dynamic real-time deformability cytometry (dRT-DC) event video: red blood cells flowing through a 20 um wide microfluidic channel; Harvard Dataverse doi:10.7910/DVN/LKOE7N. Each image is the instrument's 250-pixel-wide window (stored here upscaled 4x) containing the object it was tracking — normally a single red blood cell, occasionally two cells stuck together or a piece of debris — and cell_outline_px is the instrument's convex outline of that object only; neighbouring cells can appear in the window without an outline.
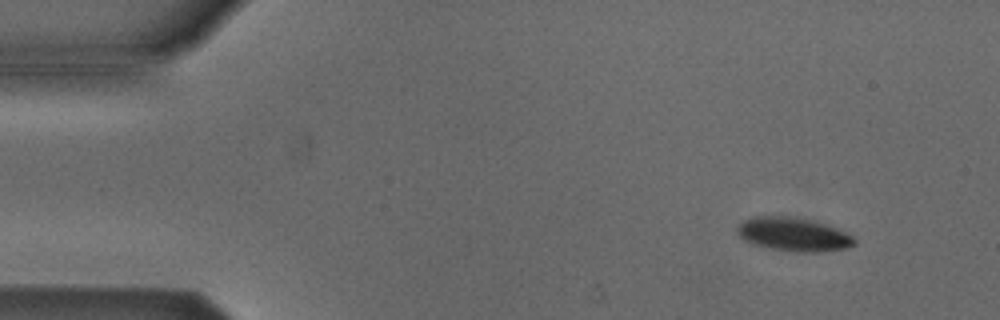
{"species": "Egyptian fruit bat (a non-hibernating species)", "species_latin": "Rousettus aegyptiacus", "temperature_condition": "cold", "stored_images_in_passage": 5, "camera_frame_rate_fps": 3000, "um_per_image_px": 0.085, "animal": {"sex": "male"}, "frame": {"image": 1, "passage_image": 1, "time_ms": 0.0, "image_size_px": [1000, 320], "cell_outline_px": [[856, 244], [848, 248], [820, 252], [796, 252], [768, 248], [752, 244], [744, 240], [736, 232], [736, 228], [744, 220], [752, 216], [796, 216], [812, 220], [836, 228], [852, 236], [856, 240]], "centroid_in_image_um": [67.43, 19.92], "position_along_channel_um": 17.6, "area_um2": 23.18}}
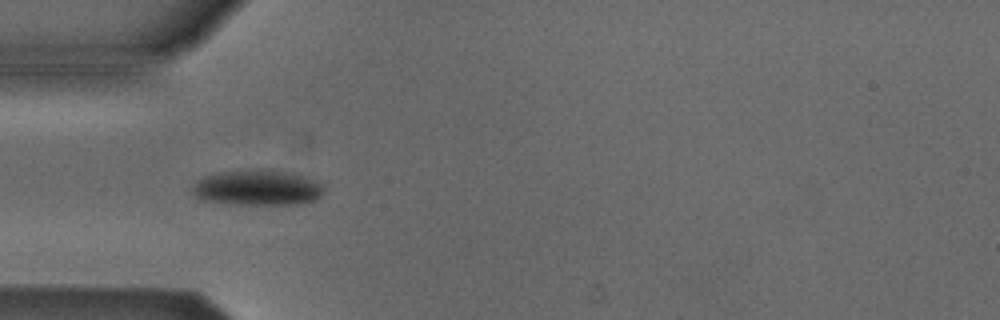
{"frame": {"image": 2, "passage_image": 4, "time_ms": 3.667, "image_size_px": [1000, 320], "cell_outline_px": [[324, 192], [316, 200], [296, 204], [236, 204], [200, 200], [192, 192], [192, 188], [196, 180], [204, 176], [220, 172], [260, 168], [272, 168], [308, 176], [320, 184]], "centroid_in_image_um": [21.88, 15.93], "position_along_channel_um": 63.1, "area_um2": 27.63}}
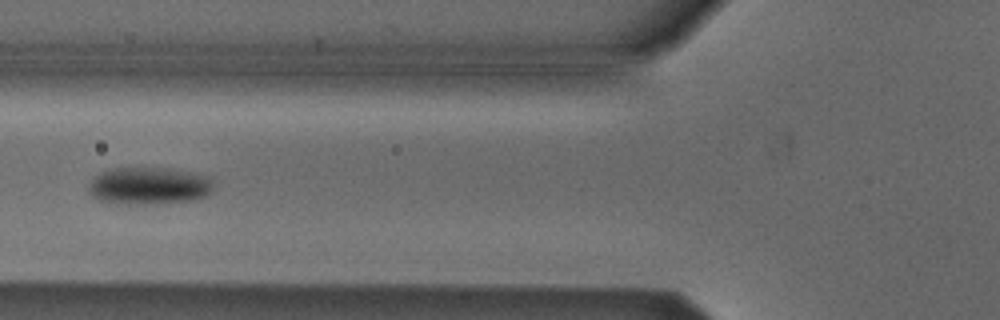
{"frame": {"image": 3, "passage_image": 5, "time_ms": 5.0, "image_size_px": [1000, 320], "cell_outline_px": [[212, 192], [208, 196], [192, 200], [136, 204], [124, 204], [100, 200], [92, 196], [88, 192], [88, 184], [100, 172], [112, 168], [164, 168], [192, 172], [208, 176], [212, 180]], "centroid_in_image_um": [12.66, 15.79], "position_along_channel_um": 113.1, "area_um2": 27.05}}